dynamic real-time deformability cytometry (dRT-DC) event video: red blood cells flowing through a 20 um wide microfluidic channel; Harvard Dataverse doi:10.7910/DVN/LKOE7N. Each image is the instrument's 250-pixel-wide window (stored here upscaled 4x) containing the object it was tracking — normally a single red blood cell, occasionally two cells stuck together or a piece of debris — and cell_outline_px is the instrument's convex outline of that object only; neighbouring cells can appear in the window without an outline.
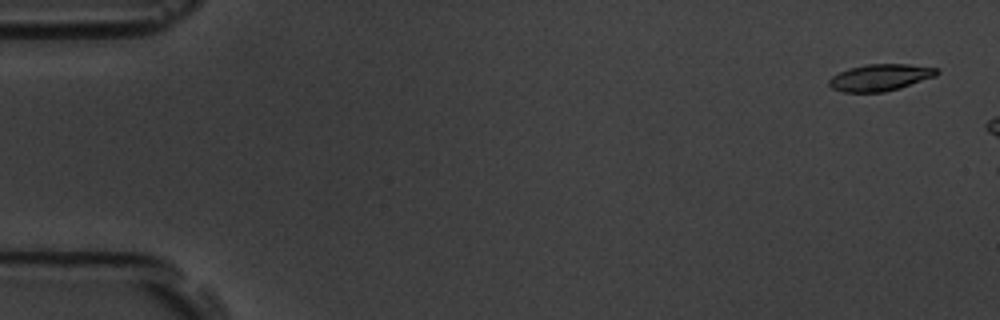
{"species": "common noctule bat (a hibernating species)", "species_latin": "Nyctalus noctula", "temperature_condition": "room temperature", "stored_images_in_passage": 3, "camera_frame_rate_fps": 3000, "um_per_image_px": 0.085, "animal": {"sex": "male", "body_mass_g": 19.5, "forearm_length_mm": 54.6}, "frame": {"image": 1, "passage_image": 1, "time_ms": 0.0, "image_size_px": [1000, 320], "cell_outline_px": [[940, 72], [936, 76], [900, 88], [884, 92], [844, 92], [832, 88], [828, 84], [828, 80], [832, 76], [848, 68], [868, 64], [908, 64], [936, 68]], "centroid_in_image_um": [74.81, 6.58], "position_along_channel_um": 10.2, "area_um2": 16.76}}